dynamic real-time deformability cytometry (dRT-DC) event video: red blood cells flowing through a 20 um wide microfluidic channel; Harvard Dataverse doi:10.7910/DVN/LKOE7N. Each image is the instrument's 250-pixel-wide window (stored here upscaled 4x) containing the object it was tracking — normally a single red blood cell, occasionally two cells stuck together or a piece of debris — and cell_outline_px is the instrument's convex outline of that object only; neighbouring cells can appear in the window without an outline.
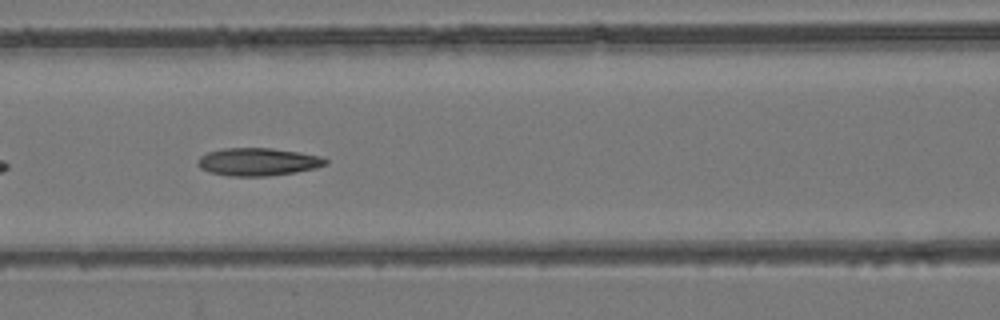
{"species": "common noctule bat (a hibernating species)", "species_latin": "Nyctalus noctula", "temperature_condition": "room temperature", "stored_images_in_passage": 31, "camera_frame_rate_fps": 3000, "um_per_image_px": 0.085, "animal": {"sex": "female", "body_mass_g": 24.6, "forearm_length_mm": 56.2}, "frame": {"image": 1, "passage_image": 9, "time_ms": 2.667, "image_size_px": [1000, 320], "cell_outline_px": [[328, 164], [316, 168], [296, 172], [268, 176], [228, 176], [208, 172], [200, 168], [196, 164], [196, 160], [200, 156], [208, 152], [224, 148], [272, 148], [300, 152], [320, 156], [328, 160]], "centroid_in_image_um": [21.91, 13.76], "position_along_channel_um": 144.7, "area_um2": 20.92}}
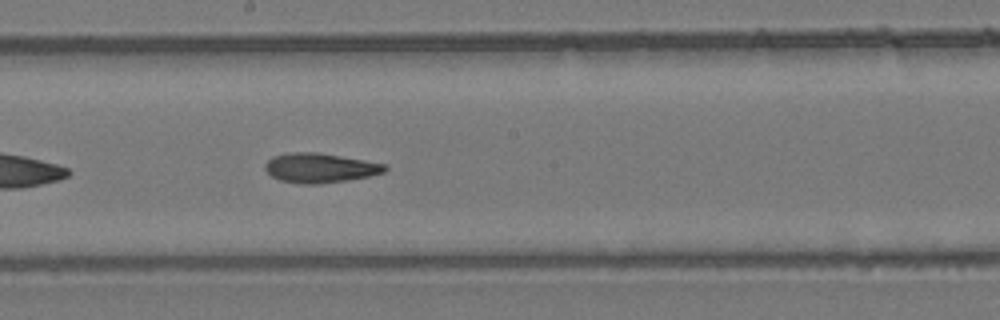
{"frame": {"image": 2, "passage_image": 15, "time_ms": 4.667, "image_size_px": [1000, 320], "cell_outline_px": [[388, 168], [384, 172], [368, 176], [348, 180], [316, 184], [300, 184], [280, 180], [272, 176], [264, 168], [264, 164], [272, 156], [288, 152], [316, 152], [364, 160], [384, 164]], "centroid_in_image_um": [27.15, 14.27], "position_along_channel_um": 221.0, "area_um2": 20.52}}
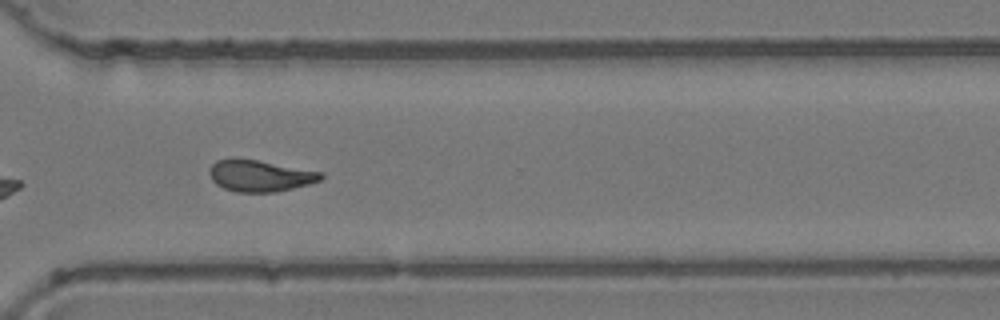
{"frame": {"image": 3, "passage_image": 25, "time_ms": 8.0, "image_size_px": [1000, 320], "cell_outline_px": [[324, 176], [320, 180], [308, 184], [276, 192], [236, 192], [224, 188], [216, 184], [212, 180], [208, 172], [208, 168], [216, 160], [232, 156], [236, 156], [324, 172]], "centroid_in_image_um": [22.04, 14.91], "position_along_channel_um": 348.6, "area_um2": 20.92}, "authors_computed_cell_mechanics": {"area_um2": 20.519, "velocity_mm_per_s": 3.8351, "shape_relaxation_time_tau1_ms": null, "shape_relaxation_time_tau2_ms": 4.0875, "deformation_change_tau1": null, "deformation_change_tau2": 0.128}}